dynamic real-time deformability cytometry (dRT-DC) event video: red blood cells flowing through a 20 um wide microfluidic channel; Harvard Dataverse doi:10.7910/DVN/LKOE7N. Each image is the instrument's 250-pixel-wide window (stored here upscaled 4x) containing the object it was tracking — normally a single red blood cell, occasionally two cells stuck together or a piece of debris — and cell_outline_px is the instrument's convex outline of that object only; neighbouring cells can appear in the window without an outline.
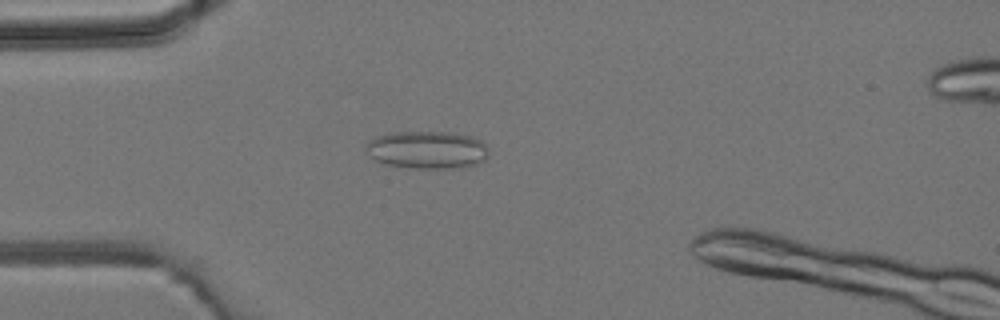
{"species": "common noctule bat (a hibernating species)", "species_latin": "Nyctalus noctula", "temperature_condition": "room temperature", "stored_images_in_passage": 2, "camera_frame_rate_fps": 3000, "um_per_image_px": 0.085, "animal": {"sex": "male", "body_mass_g": 19.2, "forearm_length_mm": 51.8}, "frame": {"image": 1, "passage_image": 1, "time_ms": 0.0, "image_size_px": [1000, 320], "cell_outline_px": [[488, 152], [484, 160], [460, 168], [412, 168], [388, 164], [376, 160], [368, 156], [364, 148], [364, 144], [368, 140], [376, 136], [392, 132], [448, 132], [472, 136], [484, 140], [488, 144]], "centroid_in_image_um": [36.29, 12.72], "position_along_channel_um": 48.7, "area_um2": 27.28}}